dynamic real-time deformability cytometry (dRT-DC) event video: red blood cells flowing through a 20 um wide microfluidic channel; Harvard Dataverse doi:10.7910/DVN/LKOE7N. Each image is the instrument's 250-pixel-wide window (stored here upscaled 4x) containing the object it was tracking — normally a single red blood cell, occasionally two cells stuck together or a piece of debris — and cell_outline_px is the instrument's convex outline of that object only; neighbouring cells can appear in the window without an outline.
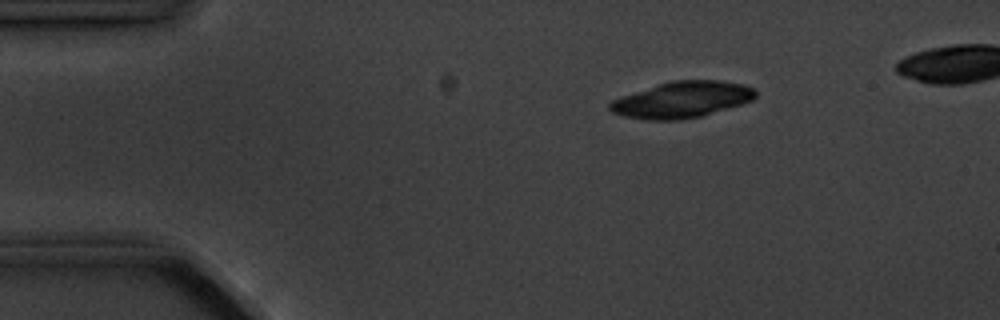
{"species": "common noctule bat (a hibernating species)", "species_latin": "Nyctalus noctula", "temperature_condition": "cold", "stored_images_in_passage": 4, "camera_frame_rate_fps": 3000, "um_per_image_px": 0.085, "animal": {"sex": "male", "body_mass_g": 20.1, "forearm_length_mm": 53.5}, "frame": {"image": 1, "passage_image": 2, "time_ms": 1.0, "image_size_px": [1000, 320], "cell_outline_px": [[756, 96], [752, 100], [744, 104], [700, 116], [680, 120], [648, 120], [624, 116], [612, 112], [608, 108], [608, 104], [612, 100], [672, 80], [720, 80], [744, 84], [752, 88], [756, 92]], "centroid_in_image_um": [58.01, 8.48], "position_along_channel_um": 27.0, "area_um2": 30.52}}